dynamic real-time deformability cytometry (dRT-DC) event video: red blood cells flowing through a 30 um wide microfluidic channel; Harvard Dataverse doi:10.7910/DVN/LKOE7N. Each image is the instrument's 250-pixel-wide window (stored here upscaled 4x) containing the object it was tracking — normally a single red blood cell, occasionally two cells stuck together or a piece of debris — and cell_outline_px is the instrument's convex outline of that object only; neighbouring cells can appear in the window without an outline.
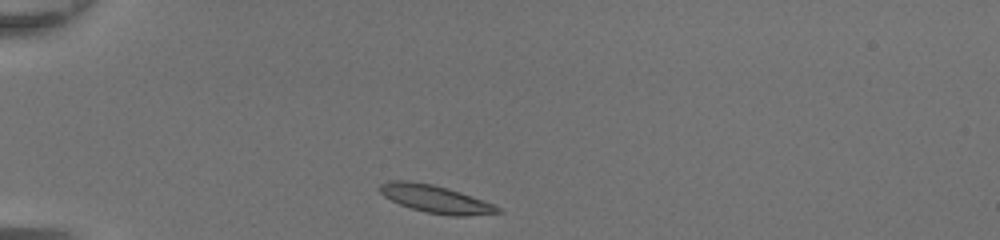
{"species": "common noctule bat (a hibernating species)", "species_latin": "Nyctalus noctula", "temperature_condition": "room temperature", "stored_images_in_passage": 31, "camera_frame_rate_fps": 3000, "um_per_image_px": 0.085, "animal": {"sex": "female", "body_mass_g": 20.0, "forearm_length_mm": 54.0}, "frame": {"image": 1, "passage_image": 1, "time_ms": 0.0, "image_size_px": [1000, 240], "cell_outline_px": [[504, 212], [464, 216], [452, 216], [424, 212], [400, 204], [384, 196], [376, 188], [380, 184], [388, 180], [408, 180], [432, 184], [448, 188], [496, 204], [504, 208]], "centroid_in_image_um": [37.05, 16.91], "position_along_channel_um": 47.9, "area_um2": 19.31}}
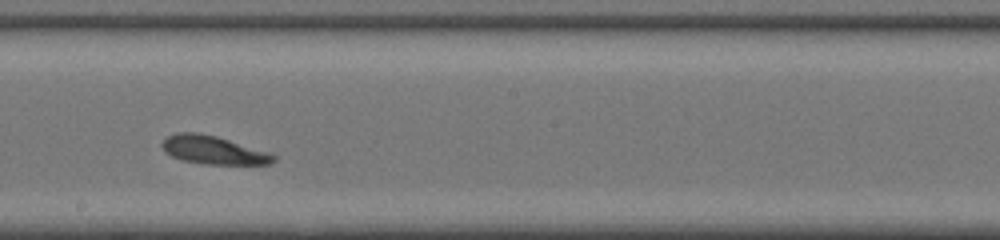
{"frame": {"image": 2, "passage_image": 16, "time_ms": 5.0, "image_size_px": [1000, 240], "cell_outline_px": [[276, 160], [272, 164], [204, 164], [180, 160], [164, 152], [160, 144], [168, 136], [176, 132], [200, 132], [216, 136], [268, 152], [276, 156]], "centroid_in_image_um": [18.1, 12.75], "position_along_channel_um": 230.1, "area_um2": 18.44}}
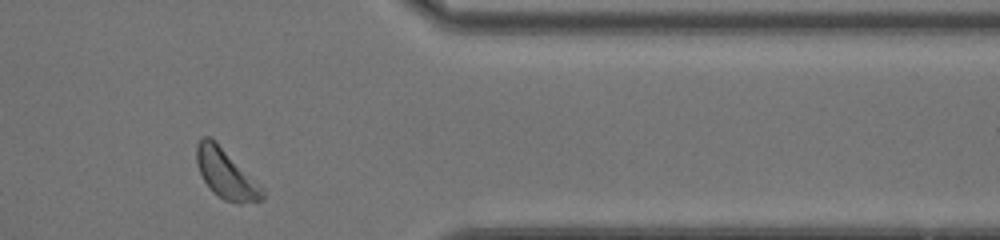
{"frame": {"image": 3, "passage_image": 28, "time_ms": 9.0, "image_size_px": [1000, 240], "cell_outline_px": [[264, 200], [240, 204], [224, 200], [212, 192], [204, 180], [196, 164], [196, 144], [204, 136], [212, 136], [264, 188]], "centroid_in_image_um": [19.21, 14.77], "position_along_channel_um": 392.2, "area_um2": 19.25}, "authors_computed_cell_mechanics": {"area_um2": 18.3226, "velocity_mm_per_s": 4.3225, "shape_relaxation_time_tau1_ms": 2.2709, "shape_relaxation_time_tau2_ms": 3.9552, "deformation_change_tau1": 0.0881, "deformation_change_tau2": 0.0987}}